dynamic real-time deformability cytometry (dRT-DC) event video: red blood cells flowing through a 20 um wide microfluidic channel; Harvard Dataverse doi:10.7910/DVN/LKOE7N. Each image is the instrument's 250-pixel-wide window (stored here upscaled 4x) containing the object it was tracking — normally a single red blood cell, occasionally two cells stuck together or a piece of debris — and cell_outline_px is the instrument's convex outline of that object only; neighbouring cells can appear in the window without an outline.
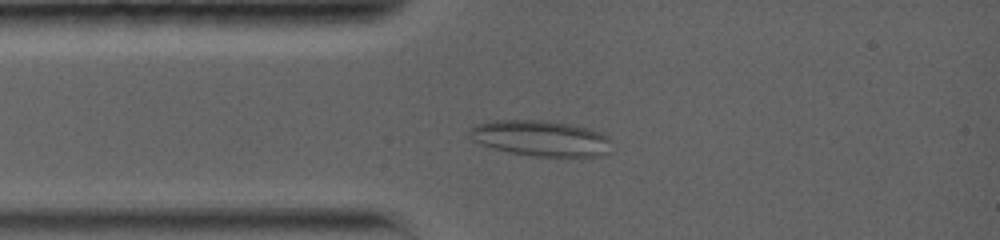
{"species": "common noctule bat (a hibernating species)", "species_latin": "Nyctalus noctula", "temperature_condition": "warm", "stored_images_in_passage": 22, "camera_frame_rate_fps": 5000, "um_per_image_px": 0.085, "animal": {"sex": "female", "body_mass_g": 19.0, "forearm_length_mm": 56.7}, "frame": {"image": 1, "passage_image": 6, "time_ms": 2.6, "image_size_px": [1000, 240], "cell_outline_px": [[608, 152], [604, 156], [532, 156], [508, 152], [480, 144], [472, 140], [468, 136], [468, 132], [476, 124], [488, 120], [548, 120], [572, 124], [588, 128], [600, 132], [608, 136]], "centroid_in_image_um": [45.91, 11.74], "position_along_channel_um": 39.1, "area_um2": 29.71}}
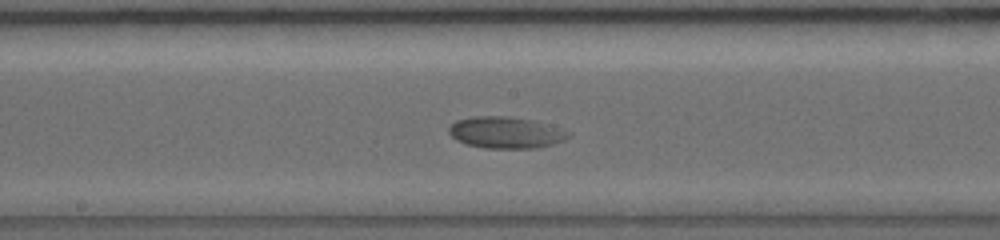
{"frame": {"image": 2, "passage_image": 15, "time_ms": 7.4, "image_size_px": [1000, 240], "cell_outline_px": [[572, 136], [564, 140], [552, 144], [536, 148], [484, 148], [464, 144], [456, 140], [448, 132], [448, 128], [456, 120], [472, 116], [508, 116], [532, 120], [548, 124], [572, 132]], "centroid_in_image_um": [42.99, 11.26], "position_along_channel_um": 205.2, "area_um2": 22.2}}
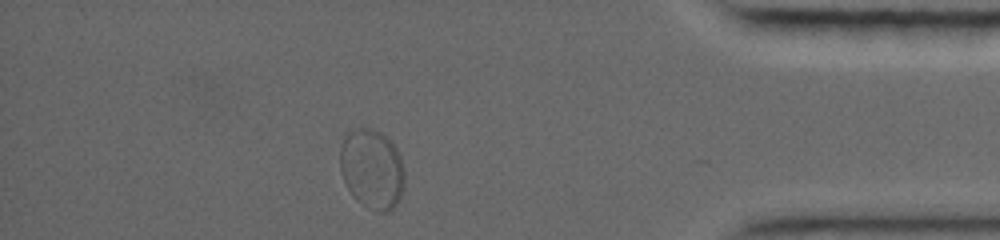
{"frame": {"image": 3, "passage_image": 22, "time_ms": 14.0, "image_size_px": [1000, 240], "cell_outline_px": [[404, 188], [400, 200], [392, 208], [384, 212], [380, 212], [356, 200], [348, 188], [340, 172], [340, 144], [344, 132], [360, 128], [368, 128], [380, 132], [392, 140], [400, 156], [404, 172]], "centroid_in_image_um": [31.61, 14.32], "position_along_channel_um": 403.6, "area_um2": 30.23}}